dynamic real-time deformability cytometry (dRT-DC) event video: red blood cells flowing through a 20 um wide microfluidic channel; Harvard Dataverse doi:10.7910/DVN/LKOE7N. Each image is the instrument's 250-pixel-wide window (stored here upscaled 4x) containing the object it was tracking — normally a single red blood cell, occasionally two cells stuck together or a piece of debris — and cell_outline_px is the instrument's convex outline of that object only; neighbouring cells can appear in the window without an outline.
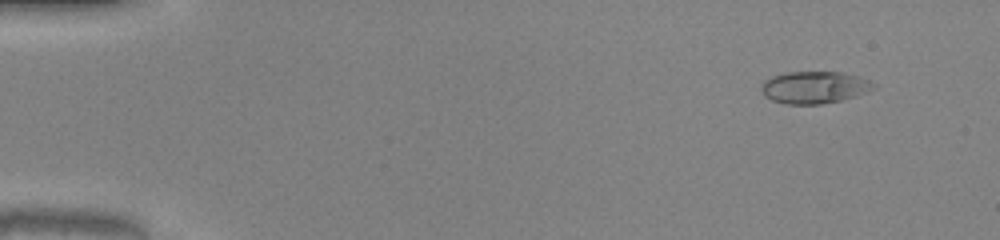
{"species": "common noctule bat (a hibernating species)", "species_latin": "Nyctalus noctula", "temperature_condition": "warm", "stored_images_in_passage": 36, "camera_frame_rate_fps": 3000, "um_per_image_px": 0.085, "animal": {"sex": "male", "body_mass_g": 20.0, "forearm_length_mm": 53.3}, "frame": {"image": 1, "passage_image": 5, "time_ms": 1.333, "image_size_px": [1000, 240], "cell_outline_px": [[876, 88], [868, 92], [856, 96], [840, 100], [820, 104], [784, 104], [772, 100], [764, 96], [760, 88], [764, 80], [772, 76], [784, 72], [844, 72], [860, 76], [876, 84]], "centroid_in_image_um": [69.23, 7.42], "position_along_channel_um": 15.8, "area_um2": 21.27}}
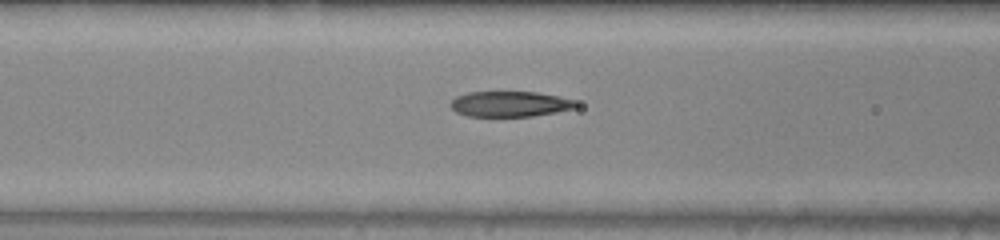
{"frame": {"image": 2, "passage_image": 22, "time_ms": 7.0, "image_size_px": [1000, 240], "cell_outline_px": [[580, 104], [576, 108], [556, 112], [532, 116], [468, 116], [456, 112], [448, 104], [456, 96], [468, 92], [536, 92], [560, 96], [576, 100]], "centroid_in_image_um": [43.38, 8.83], "position_along_channel_um": 123.2, "area_um2": 18.79}}
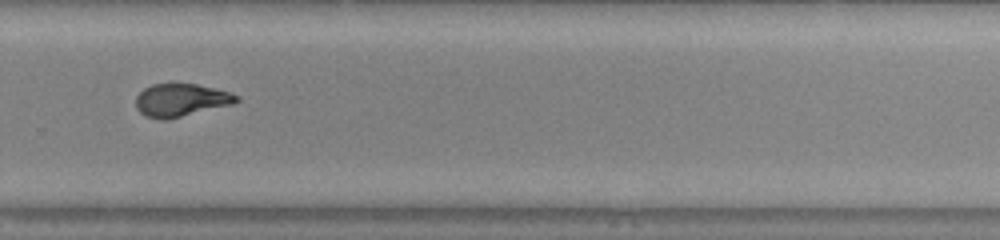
{"frame": {"image": 3, "passage_image": 36, "time_ms": 11.667, "image_size_px": [1000, 240], "cell_outline_px": [[240, 100], [232, 104], [164, 120], [160, 120], [148, 116], [140, 112], [136, 108], [136, 96], [144, 88], [152, 84], [196, 84], [216, 88], [240, 96]], "centroid_in_image_um": [15.38, 8.5], "position_along_channel_um": 314.4, "area_um2": 19.02}}